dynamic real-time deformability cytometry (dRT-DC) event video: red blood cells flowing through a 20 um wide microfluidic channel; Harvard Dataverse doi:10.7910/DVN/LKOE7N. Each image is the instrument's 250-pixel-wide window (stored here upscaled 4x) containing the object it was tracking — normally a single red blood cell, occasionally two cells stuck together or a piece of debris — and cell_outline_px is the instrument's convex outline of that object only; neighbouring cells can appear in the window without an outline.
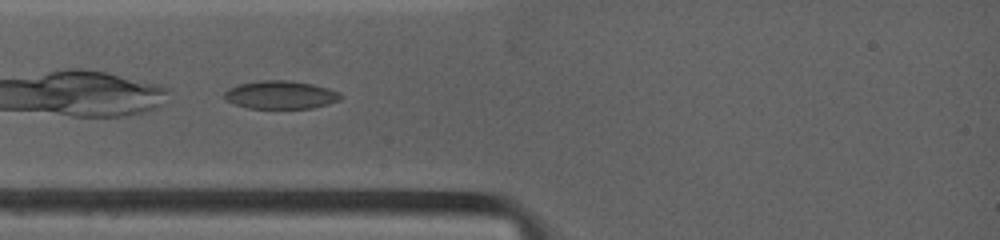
{"species": "common noctule bat (a hibernating species)", "species_latin": "Nyctalus noctula", "temperature_condition": "warm", "stored_images_in_passage": 62, "camera_frame_rate_fps": 4500, "um_per_image_px": 0.085, "animal": {"sex": "female", "body_mass_g": 19.0, "forearm_length_mm": 53.3}, "frame": {"image": 1, "passage_image": 6, "time_ms": 0.667, "image_size_px": [1000, 240], "cell_outline_px": [[344, 96], [340, 100], [328, 104], [312, 108], [248, 108], [236, 104], [228, 100], [224, 96], [224, 92], [228, 88], [240, 84], [260, 80], [288, 80], [312, 84], [328, 88], [340, 92]], "centroid_in_image_um": [23.89, 8.06], "position_along_channel_um": 61.1, "area_um2": 19.02}}
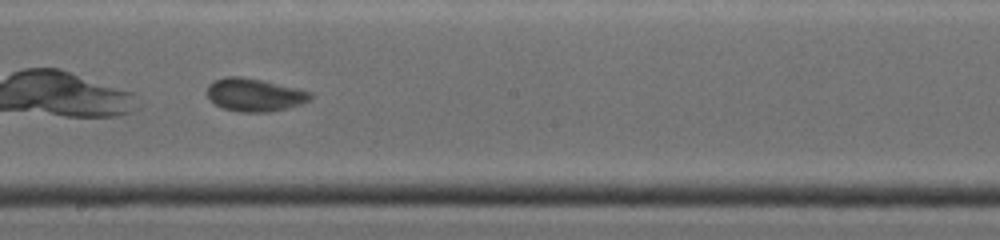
{"frame": {"image": 2, "passage_image": 35, "time_ms": 4.889, "image_size_px": [1000, 240], "cell_outline_px": [[312, 96], [308, 100], [300, 104], [288, 108], [268, 112], [240, 112], [224, 108], [216, 104], [204, 92], [208, 84], [212, 80], [224, 76], [240, 76], [260, 80], [296, 88], [312, 92]], "centroid_in_image_um": [21.58, 8.05], "position_along_channel_um": 226.6, "area_um2": 19.83}}
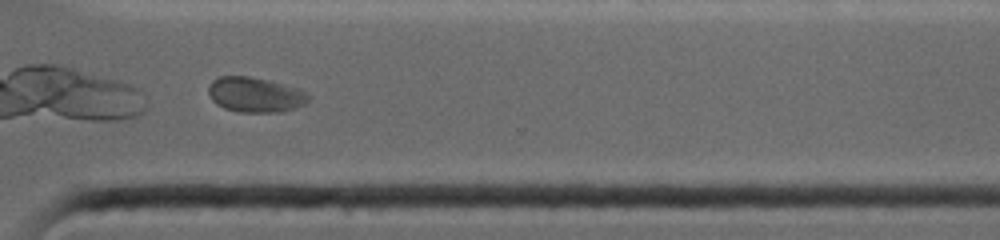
{"frame": {"image": 3, "passage_image": 57, "time_ms": 8.0, "image_size_px": [1000, 240], "cell_outline_px": [[308, 100], [304, 104], [296, 108], [280, 112], [240, 112], [224, 108], [216, 104], [212, 100], [208, 92], [208, 88], [212, 80], [220, 76], [248, 76], [268, 80], [296, 88], [308, 92]], "centroid_in_image_um": [21.67, 8.05], "position_along_channel_um": 348.9, "area_um2": 20.35}, "authors_computed_cell_mechanics": {"area_um2": 19.5364, "velocity_mm_per_s": 3.9275, "shape_relaxation_time_tau1_ms": 6.7849, "shape_relaxation_time_tau2_ms": 1.5843, "deformation_change_tau1": 0.1416, "deformation_change_tau2": 0.0513}}